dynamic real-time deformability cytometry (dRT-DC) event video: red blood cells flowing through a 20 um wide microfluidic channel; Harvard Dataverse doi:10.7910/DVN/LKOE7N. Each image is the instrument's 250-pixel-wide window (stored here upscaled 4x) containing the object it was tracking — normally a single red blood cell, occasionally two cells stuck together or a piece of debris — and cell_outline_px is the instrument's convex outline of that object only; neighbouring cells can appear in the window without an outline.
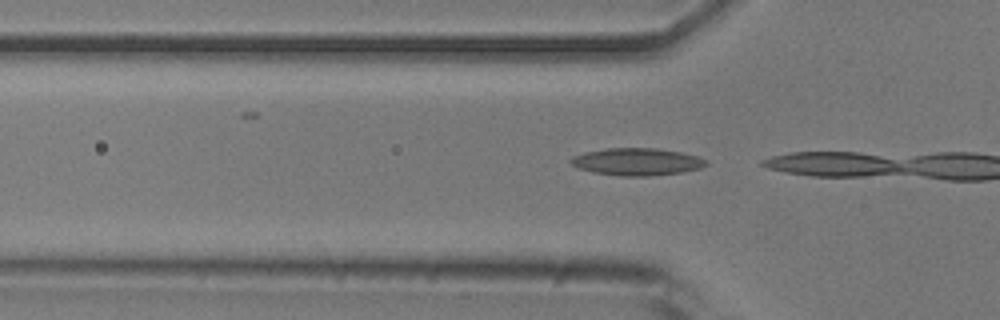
{"species": "common noctule bat (a hibernating species)", "species_latin": "Nyctalus noctula", "temperature_condition": "room temperature", "stored_images_in_passage": 13, "camera_frame_rate_fps": 3000, "um_per_image_px": 0.085, "animal": {"sex": "male", "body_mass_g": 20.5, "forearm_length_mm": 52.5}, "frame": {"image": 1, "passage_image": 13, "time_ms": 4.0, "image_size_px": [1000, 320], "cell_outline_px": [[708, 164], [700, 168], [680, 172], [648, 176], [620, 176], [592, 172], [580, 168], [572, 164], [568, 160], [572, 156], [584, 152], [604, 148], [656, 148], [680, 152], [696, 156], [708, 160]], "centroid_in_image_um": [54.11, 13.74], "position_along_channel_um": 71.7, "area_um2": 21.5}}